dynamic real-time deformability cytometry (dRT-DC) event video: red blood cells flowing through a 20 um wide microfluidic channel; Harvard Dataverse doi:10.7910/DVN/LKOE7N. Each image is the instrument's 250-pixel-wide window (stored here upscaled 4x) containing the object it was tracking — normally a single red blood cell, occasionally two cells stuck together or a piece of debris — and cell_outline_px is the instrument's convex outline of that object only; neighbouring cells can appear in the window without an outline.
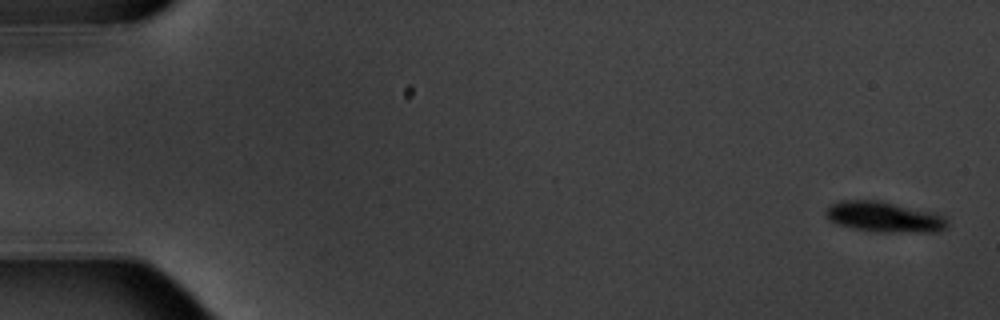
{"species": "common noctule bat (a hibernating species)", "species_latin": "Nyctalus noctula", "temperature_condition": "warm", "stored_images_in_passage": 8, "camera_frame_rate_fps": 3000, "um_per_image_px": 0.085, "animal": {"sex": "male", "body_mass_g": 20.1, "forearm_length_mm": 53.5}, "frame": {"image": 1, "passage_image": 1, "time_ms": 0.0, "image_size_px": [1000, 320], "cell_outline_px": [[948, 224], [944, 228], [936, 232], [880, 232], [856, 228], [840, 224], [832, 220], [824, 212], [832, 204], [840, 200], [884, 200], [936, 212], [944, 216], [948, 220]], "centroid_in_image_um": [75.25, 18.41], "position_along_channel_um": 9.7, "area_um2": 21.68}}
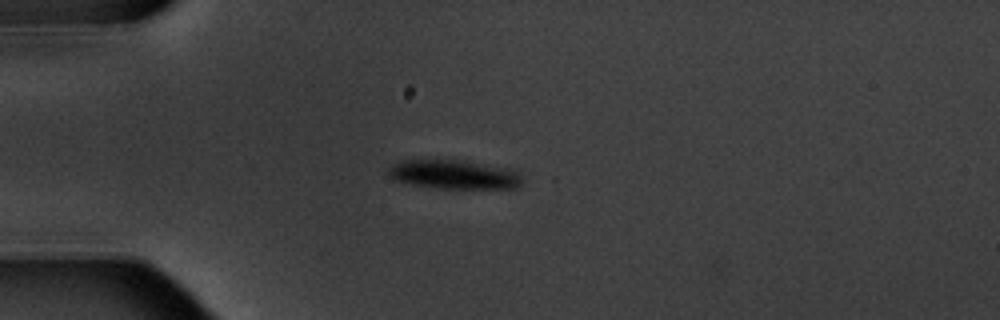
{"frame": {"image": 2, "passage_image": 5, "time_ms": 4.667, "image_size_px": [1000, 320], "cell_outline_px": [[520, 184], [516, 188], [444, 188], [412, 184], [396, 180], [388, 172], [388, 168], [392, 164], [400, 160], [456, 160], [516, 168], [520, 176]], "centroid_in_image_um": [38.64, 14.81], "position_along_channel_um": 46.4, "area_um2": 22.43}}
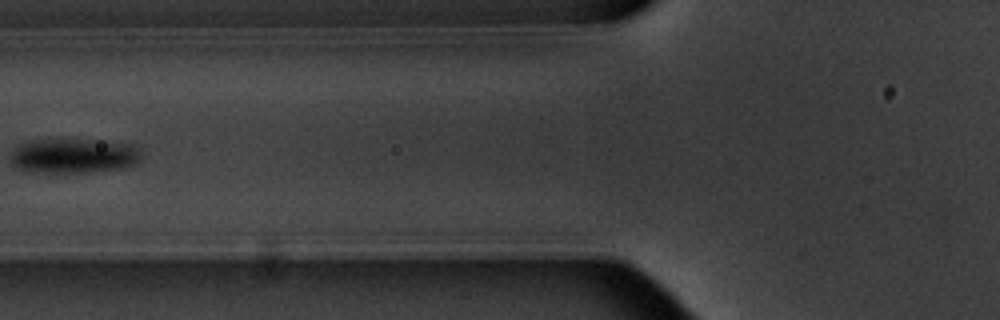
{"frame": {"image": 3, "passage_image": 7, "time_ms": 7.333, "image_size_px": [1000, 320], "cell_outline_px": [[140, 160], [136, 164], [120, 168], [88, 172], [52, 172], [20, 168], [12, 164], [12, 152], [20, 144], [32, 140], [92, 140], [132, 144], [140, 152]], "centroid_in_image_um": [6.32, 13.23], "position_along_channel_um": 119.5, "area_um2": 25.66}}